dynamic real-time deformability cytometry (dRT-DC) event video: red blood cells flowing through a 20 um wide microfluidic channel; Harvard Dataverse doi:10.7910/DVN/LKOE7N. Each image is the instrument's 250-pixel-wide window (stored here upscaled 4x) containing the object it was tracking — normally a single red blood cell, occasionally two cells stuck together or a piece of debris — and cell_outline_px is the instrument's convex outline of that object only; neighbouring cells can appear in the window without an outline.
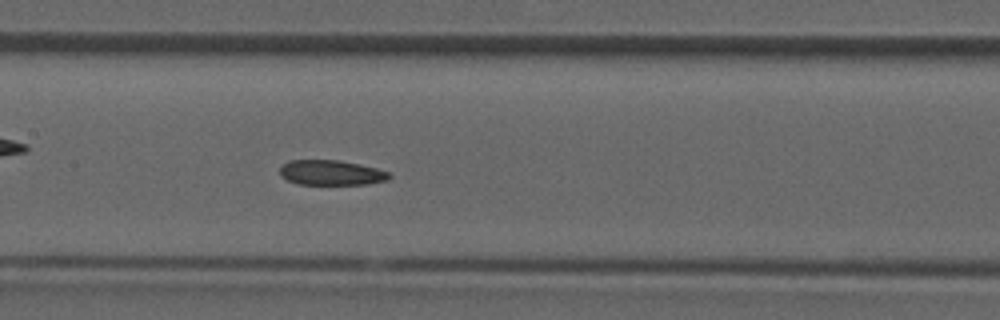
{"species": "common noctule bat (a hibernating species)", "species_latin": "Nyctalus noctula", "temperature_condition": "room temperature", "stored_images_in_passage": 33, "camera_frame_rate_fps": 3000, "um_per_image_px": 0.085, "animal": {"sex": "male", "forearm_length_mm": 52.5}, "frame": {"image": 1, "passage_image": 15, "time_ms": 4.667, "image_size_px": [1000, 320], "cell_outline_px": [[392, 176], [388, 180], [368, 184], [296, 184], [280, 176], [280, 168], [288, 160], [340, 160], [376, 168], [388, 172]], "centroid_in_image_um": [28.14, 14.68], "position_along_channel_um": 179.3, "area_um2": 15.95}}
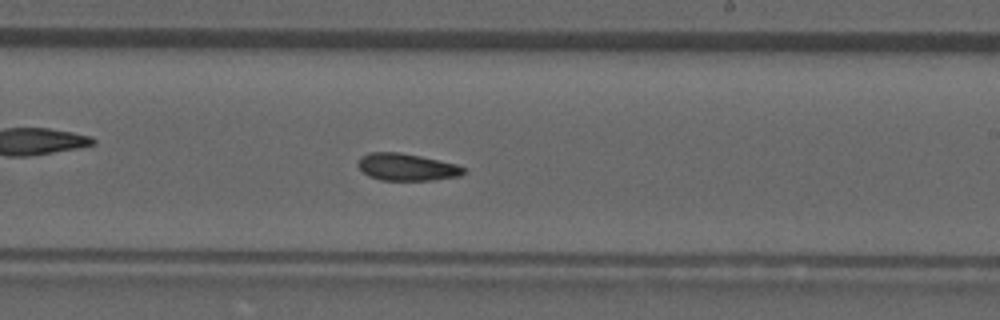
{"frame": {"image": 2, "passage_image": 19, "time_ms": 6.0, "image_size_px": [1000, 320], "cell_outline_px": [[468, 172], [460, 176], [432, 180], [380, 180], [368, 176], [356, 164], [360, 156], [368, 152], [400, 152], [420, 156], [456, 164], [464, 168]], "centroid_in_image_um": [34.55, 14.2], "position_along_channel_um": 254.4, "area_um2": 16.82}}